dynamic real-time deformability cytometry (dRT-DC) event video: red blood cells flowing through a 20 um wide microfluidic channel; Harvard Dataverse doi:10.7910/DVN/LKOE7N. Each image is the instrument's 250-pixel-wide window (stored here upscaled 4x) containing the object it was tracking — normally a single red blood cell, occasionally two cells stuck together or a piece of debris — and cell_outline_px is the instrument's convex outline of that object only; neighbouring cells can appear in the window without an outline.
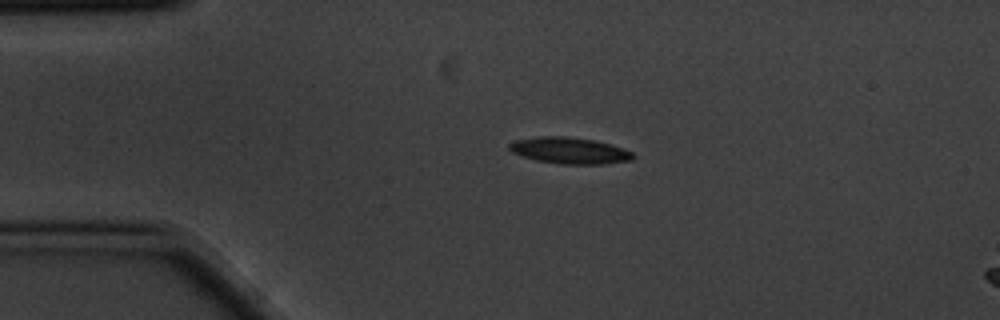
{"species": "common noctule bat (a hibernating species)", "species_latin": "Nyctalus noctula", "temperature_condition": "cold", "stored_images_in_passage": 4, "segment_of_instrument_passage": [1, 2], "camera_frame_rate_fps": 3000, "um_per_image_px": 0.085, "animal": {"sex": "male", "body_mass_g": 20.1, "forearm_length_mm": 53.5}, "frame": {"image": 1, "passage_image": 2, "time_ms": 0.333, "image_size_px": [1000, 320], "cell_outline_px": [[636, 156], [632, 160], [604, 164], [560, 164], [536, 160], [512, 152], [508, 148], [508, 144], [512, 140], [540, 136], [568, 136], [592, 140], [624, 148], [632, 152]], "centroid_in_image_um": [48.4, 12.79], "position_along_channel_um": 36.6, "area_um2": 19.07}}